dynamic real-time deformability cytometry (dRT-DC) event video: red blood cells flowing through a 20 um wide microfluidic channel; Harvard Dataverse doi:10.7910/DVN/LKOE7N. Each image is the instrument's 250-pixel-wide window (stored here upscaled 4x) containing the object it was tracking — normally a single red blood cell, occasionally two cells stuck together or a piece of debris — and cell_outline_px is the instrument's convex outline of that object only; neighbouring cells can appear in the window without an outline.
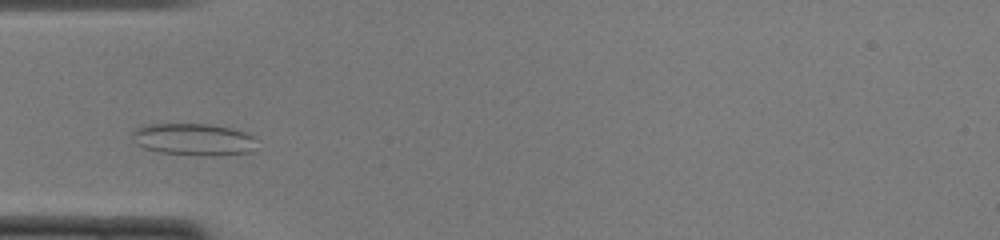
{"species": "common noctule bat (a hibernating species)", "species_latin": "Nyctalus noctula", "temperature_condition": "cold", "stored_images_in_passage": 42, "camera_frame_rate_fps": 3000, "um_per_image_px": 0.085, "animal": {"sex": "female", "body_mass_g": 22.0, "forearm_length_mm": 56.7}, "frame": {"image": 1, "passage_image": 7, "time_ms": 2.0, "image_size_px": [1000, 240], "cell_outline_px": [[260, 140], [252, 152], [216, 156], [204, 156], [160, 152], [144, 148], [136, 144], [132, 136], [132, 132], [136, 128], [144, 124], [212, 124], [232, 128], [256, 136]], "centroid_in_image_um": [16.53, 11.85], "position_along_channel_um": 68.5, "area_um2": 23.76}}
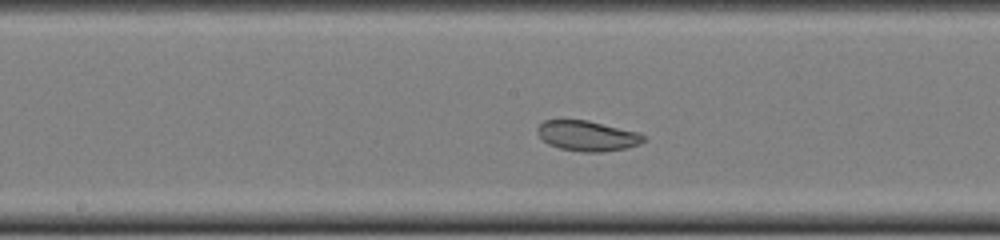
{"frame": {"image": 2, "passage_image": 17, "time_ms": 5.333, "image_size_px": [1000, 240], "cell_outline_px": [[644, 140], [640, 144], [628, 148], [600, 152], [584, 152], [560, 148], [548, 144], [536, 132], [536, 128], [544, 120], [588, 120], [640, 132], [644, 136]], "centroid_in_image_um": [49.94, 11.54], "position_along_channel_um": 198.3, "area_um2": 18.79}}
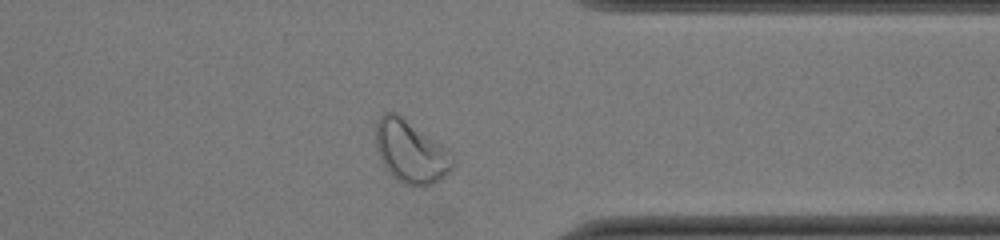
{"frame": {"image": 3, "passage_image": 31, "time_ms": 10.0, "image_size_px": [1000, 240], "cell_outline_px": [[456, 160], [452, 168], [440, 180], [424, 188], [420, 188], [404, 184], [392, 176], [384, 164], [376, 148], [376, 120], [384, 112], [396, 112], [440, 144]], "centroid_in_image_um": [34.9, 12.92], "position_along_channel_um": 376.5, "area_um2": 27.8}, "authors_computed_cell_mechanics": {"area_um2": 22.2241, "velocity_mm_per_s": 3.921, "shape_relaxation_time_tau1_ms": 3.3775, "shape_relaxation_time_tau2_ms": 1.3083, "deformation_change_tau1": 0.0902, "deformation_change_tau2": 0.0519}}